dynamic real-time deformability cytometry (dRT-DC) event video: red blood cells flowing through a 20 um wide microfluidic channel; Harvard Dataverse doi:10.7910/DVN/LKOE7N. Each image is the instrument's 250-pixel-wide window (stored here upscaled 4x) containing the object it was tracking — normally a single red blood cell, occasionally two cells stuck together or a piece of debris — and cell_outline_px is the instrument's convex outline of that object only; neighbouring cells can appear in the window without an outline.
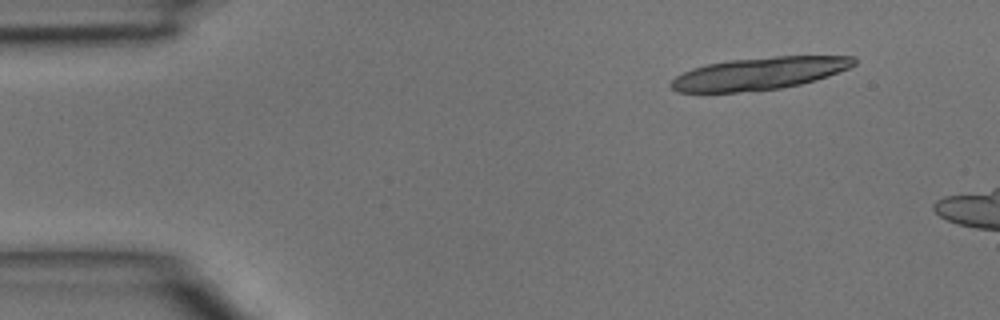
{"species": "common noctule bat (a hibernating species)", "species_latin": "Nyctalus noctula", "temperature_condition": "room temperature", "stored_images_in_passage": 3, "camera_frame_rate_fps": 3000, "um_per_image_px": 0.085, "animal": {"sex": "male", "body_mass_g": 15.6}, "frame": {"image": 1, "passage_image": 1, "time_ms": 0.0, "image_size_px": [1000, 320], "cell_outline_px": [[856, 64], [848, 68], [828, 76], [816, 80], [800, 84], [780, 88], [736, 92], [676, 92], [668, 84], [676, 76], [692, 68], [708, 64], [728, 60], [776, 56], [856, 56]], "centroid_in_image_um": [64.53, 6.24], "position_along_channel_um": 20.5, "area_um2": 34.45}}